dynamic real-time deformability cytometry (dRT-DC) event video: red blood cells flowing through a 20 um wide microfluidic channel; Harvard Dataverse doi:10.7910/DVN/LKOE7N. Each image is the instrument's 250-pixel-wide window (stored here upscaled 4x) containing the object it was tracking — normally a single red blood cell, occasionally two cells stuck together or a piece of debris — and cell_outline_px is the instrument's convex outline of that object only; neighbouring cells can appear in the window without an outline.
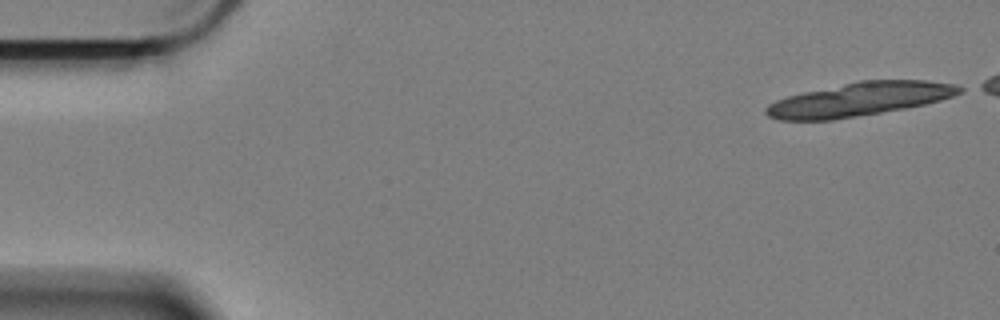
{"species": "Egyptian fruit bat (a non-hibernating species)", "species_latin": "Rousettus aegyptiacus", "temperature_condition": "cold", "stored_images_in_passage": 18, "camera_frame_rate_fps": 3000, "um_per_image_px": 0.085, "animal": {"sex": "female"}, "frame": {"image": 1, "passage_image": 1, "time_ms": 0.0, "image_size_px": [1000, 320], "cell_outline_px": [[964, 92], [940, 100], [924, 104], [904, 108], [832, 120], [780, 120], [768, 116], [764, 112], [764, 108], [768, 104], [776, 100], [788, 96], [804, 92], [860, 80], [928, 80], [956, 84], [964, 88]], "centroid_in_image_um": [73.06, 8.43], "position_along_channel_um": 11.9, "area_um2": 37.69}}